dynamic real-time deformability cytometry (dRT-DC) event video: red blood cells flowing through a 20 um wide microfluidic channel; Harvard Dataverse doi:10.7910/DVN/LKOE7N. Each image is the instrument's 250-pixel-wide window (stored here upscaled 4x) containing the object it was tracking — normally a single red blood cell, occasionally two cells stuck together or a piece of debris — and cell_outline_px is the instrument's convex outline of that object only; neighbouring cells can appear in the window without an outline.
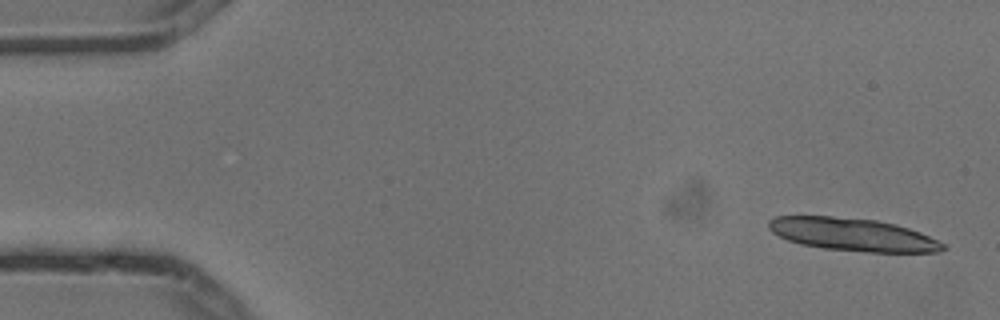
{"species": "common noctule bat (a hibernating species)", "species_latin": "Nyctalus noctula", "temperature_condition": "cold", "stored_images_in_passage": 5, "camera_frame_rate_fps": 3000, "um_per_image_px": 0.085, "animal": {"sex": "male", "body_mass_g": 13.3}, "frame": {"image": 1, "passage_image": 1, "time_ms": 0.0, "image_size_px": [1000, 320], "cell_outline_px": [[948, 248], [936, 252], [868, 252], [824, 248], [800, 244], [788, 240], [772, 232], [768, 228], [768, 220], [776, 216], [832, 216], [876, 220], [896, 224], [920, 232], [944, 244]], "centroid_in_image_um": [72.46, 19.93], "position_along_channel_um": 12.5, "area_um2": 33.23}}